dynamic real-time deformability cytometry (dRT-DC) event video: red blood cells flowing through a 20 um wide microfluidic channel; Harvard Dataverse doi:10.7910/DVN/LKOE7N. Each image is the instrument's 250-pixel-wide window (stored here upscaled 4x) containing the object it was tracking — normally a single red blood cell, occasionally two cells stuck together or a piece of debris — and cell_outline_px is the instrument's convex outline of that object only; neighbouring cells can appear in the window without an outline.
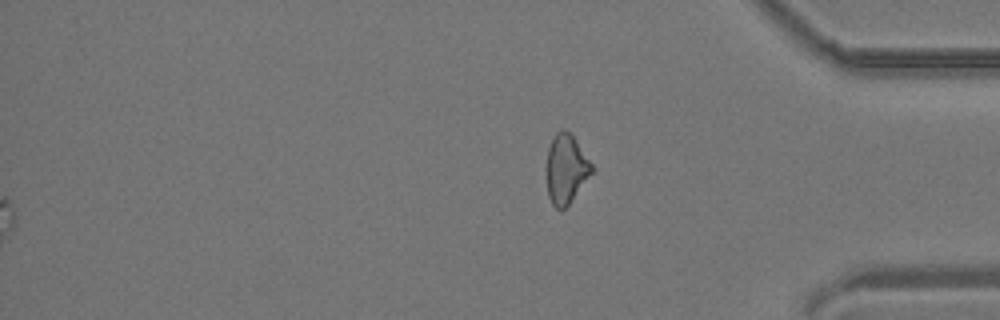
{"species": "common noctule bat (a hibernating species)", "species_latin": "Nyctalus noctula", "temperature_condition": "room temperature", "stored_images_in_passage": 38, "segment_of_instrument_passage": [2, 2], "camera_frame_rate_fps": 3000, "um_per_image_px": 0.085, "animal": {"sex": "male", "body_mass_g": 19.2, "forearm_length_mm": 51.8}, "frame": {"image": 1, "passage_image": 38, "time_ms": 12.333, "image_size_px": [1000, 320], "cell_outline_px": [[592, 172], [568, 204], [564, 208], [556, 208], [552, 204], [548, 196], [544, 168], [548, 148], [556, 132], [560, 128], [564, 128], [572, 132], [592, 164]], "centroid_in_image_um": [48.06, 14.29], "position_along_channel_um": 387.1, "area_um2": 18.55}}